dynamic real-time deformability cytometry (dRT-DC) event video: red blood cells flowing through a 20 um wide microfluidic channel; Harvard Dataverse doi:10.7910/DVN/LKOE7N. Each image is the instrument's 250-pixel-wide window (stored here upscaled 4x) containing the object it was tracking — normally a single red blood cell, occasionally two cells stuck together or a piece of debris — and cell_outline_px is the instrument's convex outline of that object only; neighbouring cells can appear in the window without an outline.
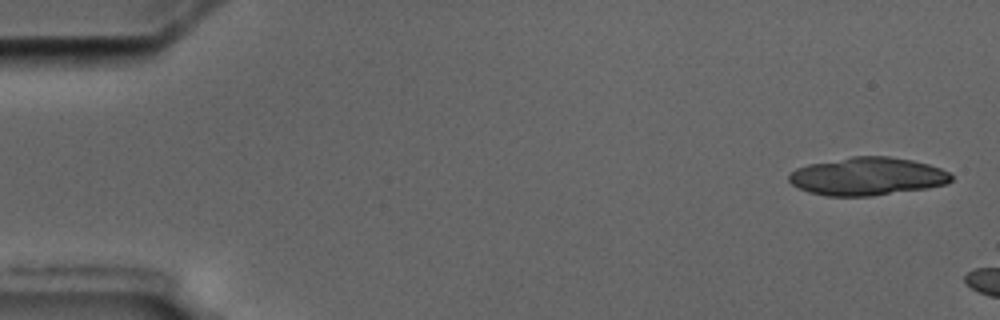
{"species": "common noctule bat (a hibernating species)", "species_latin": "Nyctalus noctula", "temperature_condition": "cold", "stored_images_in_passage": 3, "camera_frame_rate_fps": 3000, "um_per_image_px": 0.085, "animal": {"sex": "male", "body_mass_g": 17.5, "forearm_length_mm": 52.3}, "frame": {"image": 1, "passage_image": 1, "time_ms": 0.0, "image_size_px": [1000, 320], "cell_outline_px": [[952, 180], [948, 184], [928, 188], [872, 196], [824, 196], [808, 192], [792, 184], [788, 180], [788, 176], [796, 168], [808, 164], [852, 156], [888, 156], [912, 160], [928, 164], [940, 168], [948, 172], [952, 176]], "centroid_in_image_um": [73.72, 14.99], "position_along_channel_um": 11.3, "area_um2": 36.07}}